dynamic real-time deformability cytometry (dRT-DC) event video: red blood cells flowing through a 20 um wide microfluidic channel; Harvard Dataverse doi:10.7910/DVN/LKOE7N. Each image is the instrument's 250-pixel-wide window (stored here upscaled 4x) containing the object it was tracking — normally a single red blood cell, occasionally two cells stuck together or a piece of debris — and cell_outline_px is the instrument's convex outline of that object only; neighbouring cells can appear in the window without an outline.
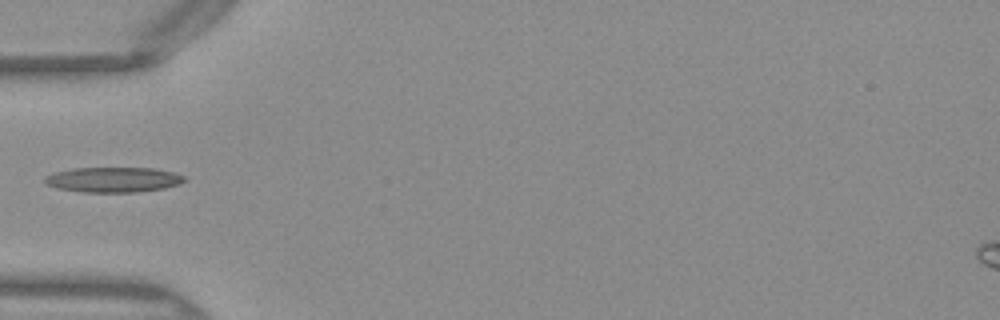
{"species": "Egyptian fruit bat (a non-hibernating species)", "species_latin": "Rousettus aegyptiacus", "temperature_condition": "warm", "stored_images_in_passage": 34, "camera_frame_rate_fps": 3000, "um_per_image_px": 0.085, "frame": {"image": 1, "passage_image": 1, "time_ms": 0.0, "image_size_px": [1000, 320], "cell_outline_px": [[188, 180], [164, 188], [136, 192], [80, 192], [56, 188], [44, 184], [44, 176], [52, 172], [72, 168], [152, 168], [172, 172], [188, 176]], "centroid_in_image_um": [9.58, 15.27], "position_along_channel_um": 75.4, "area_um2": 20.69}}
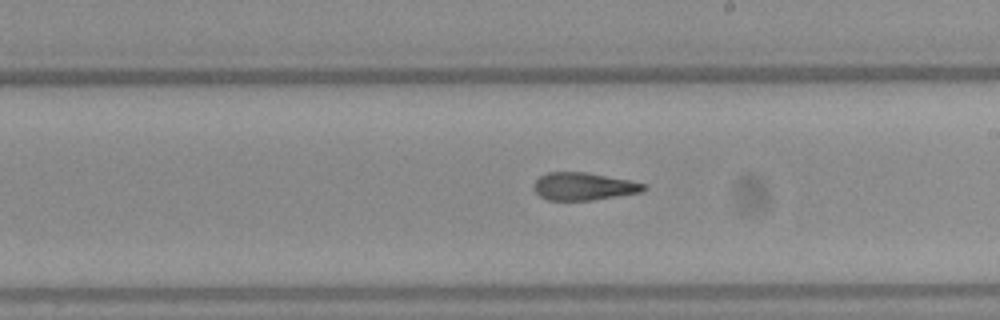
{"frame": {"image": 2, "passage_image": 13, "time_ms": 4.0, "image_size_px": [1000, 320], "cell_outline_px": [[648, 188], [640, 192], [592, 200], [548, 200], [540, 196], [536, 192], [532, 184], [540, 176], [548, 172], [588, 172], [648, 184]], "centroid_in_image_um": [49.61, 15.83], "position_along_channel_um": 239.4, "area_um2": 17.69}}
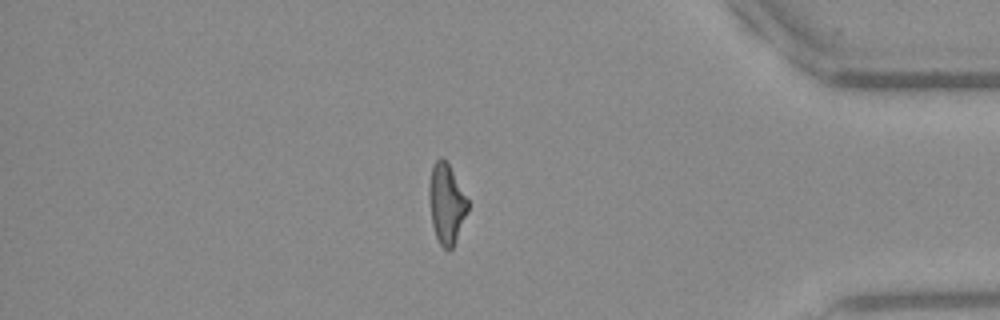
{"frame": {"image": 3, "passage_image": 27, "time_ms": 8.667, "image_size_px": [1000, 320], "cell_outline_px": [[468, 208], [452, 248], [448, 252], [440, 244], [436, 236], [432, 224], [428, 200], [428, 188], [432, 164], [440, 156], [448, 164], [468, 200]], "centroid_in_image_um": [37.9, 17.3], "position_along_channel_um": 397.3, "area_um2": 17.74}}